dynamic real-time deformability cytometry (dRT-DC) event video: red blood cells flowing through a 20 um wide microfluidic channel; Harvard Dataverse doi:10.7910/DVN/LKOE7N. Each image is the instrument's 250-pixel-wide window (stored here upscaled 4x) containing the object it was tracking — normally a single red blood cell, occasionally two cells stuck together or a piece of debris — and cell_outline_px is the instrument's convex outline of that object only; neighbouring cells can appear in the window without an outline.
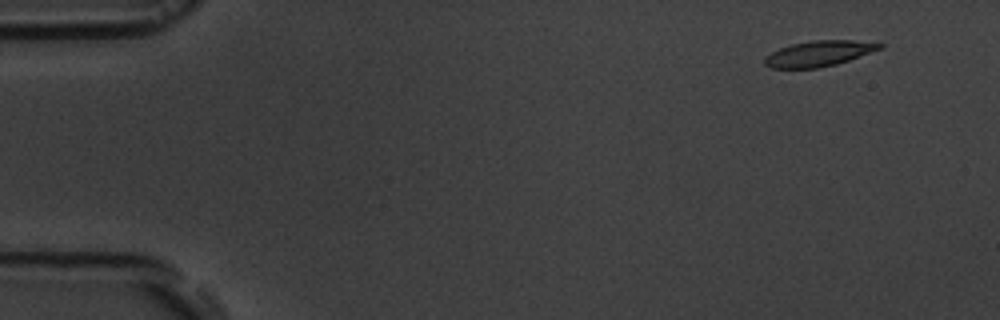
{"species": "common noctule bat (a hibernating species)", "species_latin": "Nyctalus noctula", "temperature_condition": "room temperature", "stored_images_in_passage": 17, "camera_frame_rate_fps": 3000, "um_per_image_px": 0.085, "animal": {"sex": "male", "body_mass_g": 19.5, "forearm_length_mm": 54.6}, "frame": {"image": 1, "passage_image": 2, "time_ms": 1.333, "image_size_px": [1000, 320], "cell_outline_px": [[884, 48], [836, 64], [816, 68], [772, 68], [764, 64], [764, 56], [780, 48], [792, 44], [812, 40], [852, 40], [884, 44]], "centroid_in_image_um": [69.6, 4.55], "position_along_channel_um": 15.4, "area_um2": 17.05}}
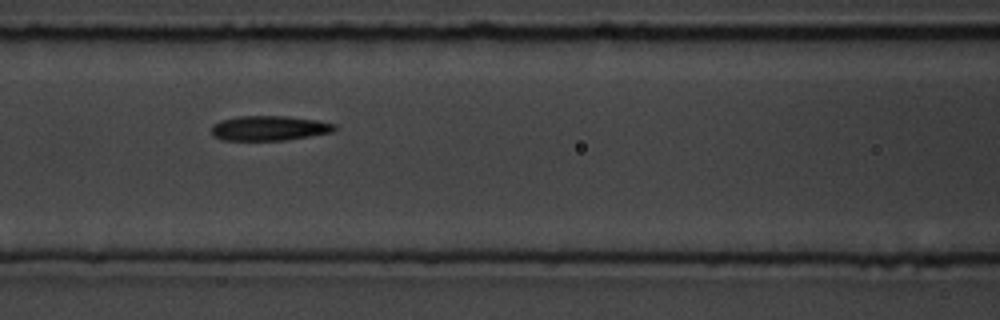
{"frame": {"image": 2, "passage_image": 8, "time_ms": 8.0, "image_size_px": [1000, 320], "cell_outline_px": [[336, 128], [332, 132], [284, 140], [224, 140], [212, 136], [212, 124], [220, 120], [240, 116], [288, 116], [316, 120], [336, 124]], "centroid_in_image_um": [22.85, 10.89], "position_along_channel_um": 143.7, "area_um2": 17.74}}
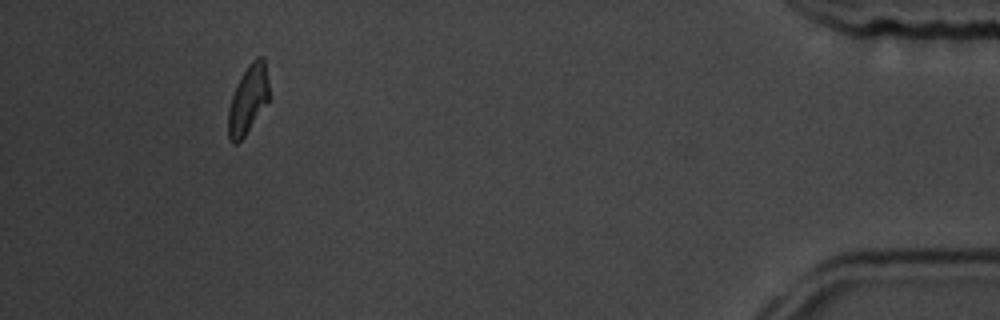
{"frame": {"image": 3, "passage_image": 16, "time_ms": 17.333, "image_size_px": [1000, 320], "cell_outline_px": [[268, 100], [244, 136], [236, 144], [232, 144], [228, 136], [228, 108], [236, 84], [240, 76], [248, 64], [256, 56], [264, 56], [268, 80]], "centroid_in_image_um": [21.06, 8.41], "position_along_channel_um": 414.1, "area_um2": 16.18}, "authors_computed_cell_mechanics": {"area_um2": 17.5134, "velocity_mm_per_s": 3.5974, "shape_relaxation_time_tau1_ms": 7.4689, "shape_relaxation_time_tau2_ms": 3.7747, "deformation_change_tau1": 0.1626, "deformation_change_tau2": 0.103}}